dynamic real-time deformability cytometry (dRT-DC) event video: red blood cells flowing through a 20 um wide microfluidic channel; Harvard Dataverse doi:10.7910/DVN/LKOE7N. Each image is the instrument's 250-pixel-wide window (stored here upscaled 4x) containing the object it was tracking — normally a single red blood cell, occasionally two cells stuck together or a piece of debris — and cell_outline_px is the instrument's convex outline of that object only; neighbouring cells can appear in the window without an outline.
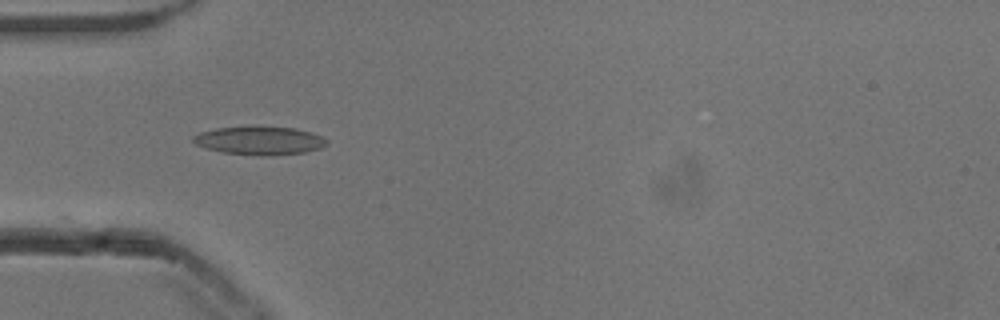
{"species": "common noctule bat (a hibernating species)", "species_latin": "Nyctalus noctula", "temperature_condition": "cold", "stored_images_in_passage": 37, "camera_frame_rate_fps": 3000, "um_per_image_px": 0.085, "animal": {"sex": "male", "body_mass_g": 13.3}, "frame": {"image": 1, "passage_image": 1, "time_ms": 0.0, "image_size_px": [1000, 320], "cell_outline_px": [[328, 144], [320, 148], [304, 152], [268, 156], [260, 156], [224, 152], [208, 148], [196, 144], [192, 140], [192, 136], [200, 132], [216, 128], [296, 128], [320, 136], [328, 140]], "centroid_in_image_um": [22.07, 11.97], "position_along_channel_um": 62.9, "area_um2": 21.39}}
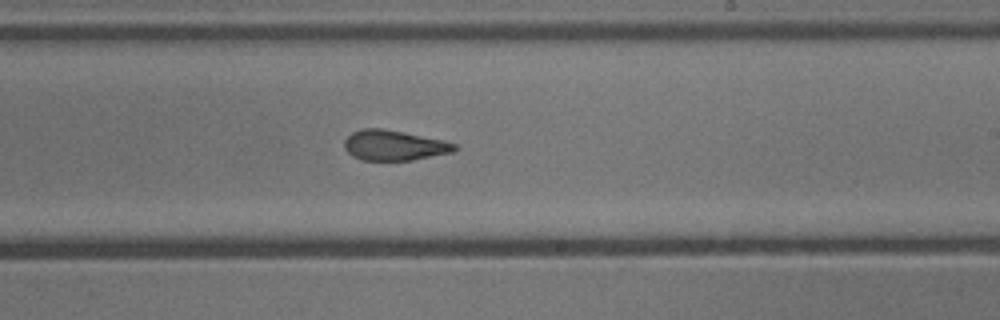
{"frame": {"image": 2, "passage_image": 16, "time_ms": 5.0, "image_size_px": [1000, 320], "cell_outline_px": [[456, 148], [452, 152], [412, 160], [360, 160], [352, 156], [344, 148], [344, 140], [352, 132], [360, 128], [380, 128], [404, 132], [444, 140], [456, 144]], "centroid_in_image_um": [33.46, 12.35], "position_along_channel_um": 255.5, "area_um2": 19.42}}
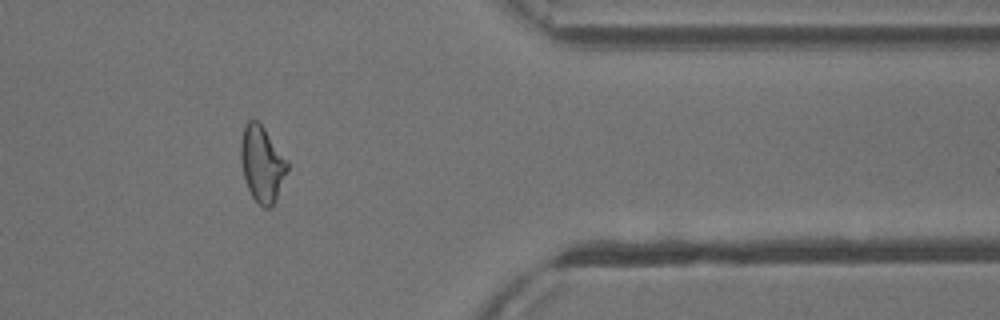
{"frame": {"image": 3, "passage_image": 28, "time_ms": 9.0, "image_size_px": [1000, 320], "cell_outline_px": [[288, 168], [276, 200], [268, 208], [264, 208], [252, 196], [248, 188], [244, 176], [240, 160], [240, 140], [244, 124], [248, 120], [256, 120], [264, 128], [288, 160]], "centroid_in_image_um": [22.26, 13.9], "position_along_channel_um": 389.1, "area_um2": 20.52}, "authors_computed_cell_mechanics": {"area_um2": 20.3456, "velocity_mm_per_s": 3.8703, "shape_relaxation_time_tau1_ms": 7.9366, "shape_relaxation_time_tau2_ms": 1.7676, "deformation_change_tau1": 0.2102, "deformation_change_tau2": 0.1021}}